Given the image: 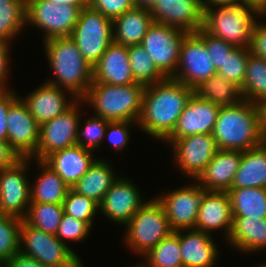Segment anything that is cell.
<instances>
[{
	"instance_id": "1",
	"label": "cell",
	"mask_w": 266,
	"mask_h": 267,
	"mask_svg": "<svg viewBox=\"0 0 266 267\" xmlns=\"http://www.w3.org/2000/svg\"><path fill=\"white\" fill-rule=\"evenodd\" d=\"M193 93L192 88L172 77L147 85L137 122L139 129L163 142L176 127L178 118Z\"/></svg>"
},
{
	"instance_id": "2",
	"label": "cell",
	"mask_w": 266,
	"mask_h": 267,
	"mask_svg": "<svg viewBox=\"0 0 266 267\" xmlns=\"http://www.w3.org/2000/svg\"><path fill=\"white\" fill-rule=\"evenodd\" d=\"M44 52L55 78L46 81L82 99L93 82V67L80 53L70 37L43 41ZM64 87V88H63Z\"/></svg>"
},
{
	"instance_id": "3",
	"label": "cell",
	"mask_w": 266,
	"mask_h": 267,
	"mask_svg": "<svg viewBox=\"0 0 266 267\" xmlns=\"http://www.w3.org/2000/svg\"><path fill=\"white\" fill-rule=\"evenodd\" d=\"M218 149L246 151L263 143L256 103L242 100L221 106L212 133Z\"/></svg>"
},
{
	"instance_id": "4",
	"label": "cell",
	"mask_w": 266,
	"mask_h": 267,
	"mask_svg": "<svg viewBox=\"0 0 266 267\" xmlns=\"http://www.w3.org/2000/svg\"><path fill=\"white\" fill-rule=\"evenodd\" d=\"M265 15L266 11L260 5L252 2L205 6L202 28L234 47L249 48L255 18Z\"/></svg>"
},
{
	"instance_id": "5",
	"label": "cell",
	"mask_w": 266,
	"mask_h": 267,
	"mask_svg": "<svg viewBox=\"0 0 266 267\" xmlns=\"http://www.w3.org/2000/svg\"><path fill=\"white\" fill-rule=\"evenodd\" d=\"M145 87L137 82L129 85L92 82L82 100L94 109L97 117L138 122Z\"/></svg>"
},
{
	"instance_id": "6",
	"label": "cell",
	"mask_w": 266,
	"mask_h": 267,
	"mask_svg": "<svg viewBox=\"0 0 266 267\" xmlns=\"http://www.w3.org/2000/svg\"><path fill=\"white\" fill-rule=\"evenodd\" d=\"M124 243L136 255L144 256L172 231L163 206L155 198L147 200L125 225Z\"/></svg>"
},
{
	"instance_id": "7",
	"label": "cell",
	"mask_w": 266,
	"mask_h": 267,
	"mask_svg": "<svg viewBox=\"0 0 266 267\" xmlns=\"http://www.w3.org/2000/svg\"><path fill=\"white\" fill-rule=\"evenodd\" d=\"M19 252L46 267H84L81 258L55 235L21 223Z\"/></svg>"
},
{
	"instance_id": "8",
	"label": "cell",
	"mask_w": 266,
	"mask_h": 267,
	"mask_svg": "<svg viewBox=\"0 0 266 267\" xmlns=\"http://www.w3.org/2000/svg\"><path fill=\"white\" fill-rule=\"evenodd\" d=\"M70 38L83 58L93 67L113 42L112 20L86 6L81 9Z\"/></svg>"
},
{
	"instance_id": "9",
	"label": "cell",
	"mask_w": 266,
	"mask_h": 267,
	"mask_svg": "<svg viewBox=\"0 0 266 267\" xmlns=\"http://www.w3.org/2000/svg\"><path fill=\"white\" fill-rule=\"evenodd\" d=\"M81 9L50 0H26V25L43 30V41L55 37H70ZM30 23V24H29Z\"/></svg>"
},
{
	"instance_id": "10",
	"label": "cell",
	"mask_w": 266,
	"mask_h": 267,
	"mask_svg": "<svg viewBox=\"0 0 266 267\" xmlns=\"http://www.w3.org/2000/svg\"><path fill=\"white\" fill-rule=\"evenodd\" d=\"M82 99H78L69 109L40 126L36 152L30 157L43 161L48 155L77 145L78 124ZM80 111V112H79Z\"/></svg>"
},
{
	"instance_id": "11",
	"label": "cell",
	"mask_w": 266,
	"mask_h": 267,
	"mask_svg": "<svg viewBox=\"0 0 266 267\" xmlns=\"http://www.w3.org/2000/svg\"><path fill=\"white\" fill-rule=\"evenodd\" d=\"M187 32L153 22L141 45L165 77H173L179 62L180 45Z\"/></svg>"
},
{
	"instance_id": "12",
	"label": "cell",
	"mask_w": 266,
	"mask_h": 267,
	"mask_svg": "<svg viewBox=\"0 0 266 267\" xmlns=\"http://www.w3.org/2000/svg\"><path fill=\"white\" fill-rule=\"evenodd\" d=\"M31 158H21L0 170V214L24 219L31 203L30 181L26 176Z\"/></svg>"
},
{
	"instance_id": "13",
	"label": "cell",
	"mask_w": 266,
	"mask_h": 267,
	"mask_svg": "<svg viewBox=\"0 0 266 267\" xmlns=\"http://www.w3.org/2000/svg\"><path fill=\"white\" fill-rule=\"evenodd\" d=\"M216 73L202 39L195 32L187 33L181 42L179 62L172 78L194 90Z\"/></svg>"
},
{
	"instance_id": "14",
	"label": "cell",
	"mask_w": 266,
	"mask_h": 267,
	"mask_svg": "<svg viewBox=\"0 0 266 267\" xmlns=\"http://www.w3.org/2000/svg\"><path fill=\"white\" fill-rule=\"evenodd\" d=\"M204 192L205 190L194 180L191 184L155 197L163 206L172 231L195 229Z\"/></svg>"
},
{
	"instance_id": "15",
	"label": "cell",
	"mask_w": 266,
	"mask_h": 267,
	"mask_svg": "<svg viewBox=\"0 0 266 267\" xmlns=\"http://www.w3.org/2000/svg\"><path fill=\"white\" fill-rule=\"evenodd\" d=\"M173 148L175 166L183 175L196 180L218 151L212 134H196L175 139Z\"/></svg>"
},
{
	"instance_id": "16",
	"label": "cell",
	"mask_w": 266,
	"mask_h": 267,
	"mask_svg": "<svg viewBox=\"0 0 266 267\" xmlns=\"http://www.w3.org/2000/svg\"><path fill=\"white\" fill-rule=\"evenodd\" d=\"M7 142L21 158H30L37 149L40 125L18 97L7 113Z\"/></svg>"
},
{
	"instance_id": "17",
	"label": "cell",
	"mask_w": 266,
	"mask_h": 267,
	"mask_svg": "<svg viewBox=\"0 0 266 267\" xmlns=\"http://www.w3.org/2000/svg\"><path fill=\"white\" fill-rule=\"evenodd\" d=\"M118 176L99 204V211L112 223L126 225L146 202L137 185Z\"/></svg>"
},
{
	"instance_id": "18",
	"label": "cell",
	"mask_w": 266,
	"mask_h": 267,
	"mask_svg": "<svg viewBox=\"0 0 266 267\" xmlns=\"http://www.w3.org/2000/svg\"><path fill=\"white\" fill-rule=\"evenodd\" d=\"M220 107L193 93L178 118L176 127L163 143L170 146L175 139L196 134H212Z\"/></svg>"
},
{
	"instance_id": "19",
	"label": "cell",
	"mask_w": 266,
	"mask_h": 267,
	"mask_svg": "<svg viewBox=\"0 0 266 267\" xmlns=\"http://www.w3.org/2000/svg\"><path fill=\"white\" fill-rule=\"evenodd\" d=\"M153 21L181 29L187 33L203 27L202 0H157L149 9Z\"/></svg>"
},
{
	"instance_id": "20",
	"label": "cell",
	"mask_w": 266,
	"mask_h": 267,
	"mask_svg": "<svg viewBox=\"0 0 266 267\" xmlns=\"http://www.w3.org/2000/svg\"><path fill=\"white\" fill-rule=\"evenodd\" d=\"M20 98L40 126L64 113L78 100L69 91L47 82L42 83L25 97Z\"/></svg>"
},
{
	"instance_id": "21",
	"label": "cell",
	"mask_w": 266,
	"mask_h": 267,
	"mask_svg": "<svg viewBox=\"0 0 266 267\" xmlns=\"http://www.w3.org/2000/svg\"><path fill=\"white\" fill-rule=\"evenodd\" d=\"M233 224L231 200L228 191H205L201 197L195 230L211 235L225 230L228 239Z\"/></svg>"
},
{
	"instance_id": "22",
	"label": "cell",
	"mask_w": 266,
	"mask_h": 267,
	"mask_svg": "<svg viewBox=\"0 0 266 267\" xmlns=\"http://www.w3.org/2000/svg\"><path fill=\"white\" fill-rule=\"evenodd\" d=\"M242 151L218 149L195 180L205 191H228L240 166Z\"/></svg>"
},
{
	"instance_id": "23",
	"label": "cell",
	"mask_w": 266,
	"mask_h": 267,
	"mask_svg": "<svg viewBox=\"0 0 266 267\" xmlns=\"http://www.w3.org/2000/svg\"><path fill=\"white\" fill-rule=\"evenodd\" d=\"M93 82L109 85L136 83L132 75L128 46L112 42L93 66Z\"/></svg>"
},
{
	"instance_id": "24",
	"label": "cell",
	"mask_w": 266,
	"mask_h": 267,
	"mask_svg": "<svg viewBox=\"0 0 266 267\" xmlns=\"http://www.w3.org/2000/svg\"><path fill=\"white\" fill-rule=\"evenodd\" d=\"M93 153L80 145H75L48 155L43 162L54 170L69 188H72L94 162Z\"/></svg>"
},
{
	"instance_id": "25",
	"label": "cell",
	"mask_w": 266,
	"mask_h": 267,
	"mask_svg": "<svg viewBox=\"0 0 266 267\" xmlns=\"http://www.w3.org/2000/svg\"><path fill=\"white\" fill-rule=\"evenodd\" d=\"M208 233L195 229L180 230V251L183 267H214L219 248Z\"/></svg>"
},
{
	"instance_id": "26",
	"label": "cell",
	"mask_w": 266,
	"mask_h": 267,
	"mask_svg": "<svg viewBox=\"0 0 266 267\" xmlns=\"http://www.w3.org/2000/svg\"><path fill=\"white\" fill-rule=\"evenodd\" d=\"M147 8L134 7L112 21L113 42L123 46L141 45L153 23Z\"/></svg>"
},
{
	"instance_id": "27",
	"label": "cell",
	"mask_w": 266,
	"mask_h": 267,
	"mask_svg": "<svg viewBox=\"0 0 266 267\" xmlns=\"http://www.w3.org/2000/svg\"><path fill=\"white\" fill-rule=\"evenodd\" d=\"M240 252L256 254L266 250V218L233 217L231 233L226 241Z\"/></svg>"
},
{
	"instance_id": "28",
	"label": "cell",
	"mask_w": 266,
	"mask_h": 267,
	"mask_svg": "<svg viewBox=\"0 0 266 267\" xmlns=\"http://www.w3.org/2000/svg\"><path fill=\"white\" fill-rule=\"evenodd\" d=\"M266 188V143L242 151L241 163L230 189Z\"/></svg>"
},
{
	"instance_id": "29",
	"label": "cell",
	"mask_w": 266,
	"mask_h": 267,
	"mask_svg": "<svg viewBox=\"0 0 266 267\" xmlns=\"http://www.w3.org/2000/svg\"><path fill=\"white\" fill-rule=\"evenodd\" d=\"M106 159H95L84 176L72 187L77 193L84 195L98 204L102 201L111 185L118 179L117 174Z\"/></svg>"
},
{
	"instance_id": "30",
	"label": "cell",
	"mask_w": 266,
	"mask_h": 267,
	"mask_svg": "<svg viewBox=\"0 0 266 267\" xmlns=\"http://www.w3.org/2000/svg\"><path fill=\"white\" fill-rule=\"evenodd\" d=\"M38 163L37 167L41 173L35 182L30 184L31 202L63 204L69 190L64 180L43 161L33 160Z\"/></svg>"
},
{
	"instance_id": "31",
	"label": "cell",
	"mask_w": 266,
	"mask_h": 267,
	"mask_svg": "<svg viewBox=\"0 0 266 267\" xmlns=\"http://www.w3.org/2000/svg\"><path fill=\"white\" fill-rule=\"evenodd\" d=\"M228 193L233 217L266 218V188H236Z\"/></svg>"
},
{
	"instance_id": "32",
	"label": "cell",
	"mask_w": 266,
	"mask_h": 267,
	"mask_svg": "<svg viewBox=\"0 0 266 267\" xmlns=\"http://www.w3.org/2000/svg\"><path fill=\"white\" fill-rule=\"evenodd\" d=\"M194 93L219 106H232L243 100L241 88L217 73L198 85Z\"/></svg>"
},
{
	"instance_id": "33",
	"label": "cell",
	"mask_w": 266,
	"mask_h": 267,
	"mask_svg": "<svg viewBox=\"0 0 266 267\" xmlns=\"http://www.w3.org/2000/svg\"><path fill=\"white\" fill-rule=\"evenodd\" d=\"M140 267H183L180 251V230L171 232L143 256Z\"/></svg>"
},
{
	"instance_id": "34",
	"label": "cell",
	"mask_w": 266,
	"mask_h": 267,
	"mask_svg": "<svg viewBox=\"0 0 266 267\" xmlns=\"http://www.w3.org/2000/svg\"><path fill=\"white\" fill-rule=\"evenodd\" d=\"M243 100L259 103L266 100V60L249 54L241 88Z\"/></svg>"
},
{
	"instance_id": "35",
	"label": "cell",
	"mask_w": 266,
	"mask_h": 267,
	"mask_svg": "<svg viewBox=\"0 0 266 267\" xmlns=\"http://www.w3.org/2000/svg\"><path fill=\"white\" fill-rule=\"evenodd\" d=\"M26 26V0H0V39L11 44Z\"/></svg>"
},
{
	"instance_id": "36",
	"label": "cell",
	"mask_w": 266,
	"mask_h": 267,
	"mask_svg": "<svg viewBox=\"0 0 266 267\" xmlns=\"http://www.w3.org/2000/svg\"><path fill=\"white\" fill-rule=\"evenodd\" d=\"M63 213V204L31 202L23 220L38 230L55 235Z\"/></svg>"
},
{
	"instance_id": "37",
	"label": "cell",
	"mask_w": 266,
	"mask_h": 267,
	"mask_svg": "<svg viewBox=\"0 0 266 267\" xmlns=\"http://www.w3.org/2000/svg\"><path fill=\"white\" fill-rule=\"evenodd\" d=\"M129 63L135 82L145 86L162 81L166 77L158 70L142 45L128 46Z\"/></svg>"
},
{
	"instance_id": "38",
	"label": "cell",
	"mask_w": 266,
	"mask_h": 267,
	"mask_svg": "<svg viewBox=\"0 0 266 267\" xmlns=\"http://www.w3.org/2000/svg\"><path fill=\"white\" fill-rule=\"evenodd\" d=\"M22 219L0 214V264L19 252Z\"/></svg>"
},
{
	"instance_id": "39",
	"label": "cell",
	"mask_w": 266,
	"mask_h": 267,
	"mask_svg": "<svg viewBox=\"0 0 266 267\" xmlns=\"http://www.w3.org/2000/svg\"><path fill=\"white\" fill-rule=\"evenodd\" d=\"M64 213L77 220L86 222L91 228L96 213H99V204L84 195L69 188L63 202Z\"/></svg>"
},
{
	"instance_id": "40",
	"label": "cell",
	"mask_w": 266,
	"mask_h": 267,
	"mask_svg": "<svg viewBox=\"0 0 266 267\" xmlns=\"http://www.w3.org/2000/svg\"><path fill=\"white\" fill-rule=\"evenodd\" d=\"M110 121L102 117L91 116L89 119L81 126V118L78 124V136L77 145L82 146L85 149L95 152V149L101 147L103 138L106 132V128ZM81 126V128H80Z\"/></svg>"
},
{
	"instance_id": "41",
	"label": "cell",
	"mask_w": 266,
	"mask_h": 267,
	"mask_svg": "<svg viewBox=\"0 0 266 267\" xmlns=\"http://www.w3.org/2000/svg\"><path fill=\"white\" fill-rule=\"evenodd\" d=\"M249 54V48L236 47L229 55H227L226 59L221 64V67L217 71V74L242 88L246 75V65Z\"/></svg>"
},
{
	"instance_id": "42",
	"label": "cell",
	"mask_w": 266,
	"mask_h": 267,
	"mask_svg": "<svg viewBox=\"0 0 266 267\" xmlns=\"http://www.w3.org/2000/svg\"><path fill=\"white\" fill-rule=\"evenodd\" d=\"M91 227L83 221L63 213L60 225L55 236L64 244L67 242H76L86 239L90 233ZM66 240V241H65Z\"/></svg>"
},
{
	"instance_id": "43",
	"label": "cell",
	"mask_w": 266,
	"mask_h": 267,
	"mask_svg": "<svg viewBox=\"0 0 266 267\" xmlns=\"http://www.w3.org/2000/svg\"><path fill=\"white\" fill-rule=\"evenodd\" d=\"M195 33L204 42L208 52L210 53V57L214 64V68L216 71H218L219 68L221 67V64L226 59L227 55H229L236 47L226 42L225 40H222L221 38L212 36L211 34L206 32L203 28H200Z\"/></svg>"
},
{
	"instance_id": "44",
	"label": "cell",
	"mask_w": 266,
	"mask_h": 267,
	"mask_svg": "<svg viewBox=\"0 0 266 267\" xmlns=\"http://www.w3.org/2000/svg\"><path fill=\"white\" fill-rule=\"evenodd\" d=\"M131 125L136 127L138 126L137 122L133 121H110L108 123L104 139L105 137H107L106 140L108 139L111 148L116 151H123L124 147H126L128 142L130 141L129 132Z\"/></svg>"
},
{
	"instance_id": "45",
	"label": "cell",
	"mask_w": 266,
	"mask_h": 267,
	"mask_svg": "<svg viewBox=\"0 0 266 267\" xmlns=\"http://www.w3.org/2000/svg\"><path fill=\"white\" fill-rule=\"evenodd\" d=\"M87 6L101 12L110 20L135 7L134 0H87Z\"/></svg>"
},
{
	"instance_id": "46",
	"label": "cell",
	"mask_w": 266,
	"mask_h": 267,
	"mask_svg": "<svg viewBox=\"0 0 266 267\" xmlns=\"http://www.w3.org/2000/svg\"><path fill=\"white\" fill-rule=\"evenodd\" d=\"M249 50L253 56L266 60V22L256 21L251 32Z\"/></svg>"
},
{
	"instance_id": "47",
	"label": "cell",
	"mask_w": 266,
	"mask_h": 267,
	"mask_svg": "<svg viewBox=\"0 0 266 267\" xmlns=\"http://www.w3.org/2000/svg\"><path fill=\"white\" fill-rule=\"evenodd\" d=\"M16 91L0 90V141L7 142V113L9 106L19 97Z\"/></svg>"
},
{
	"instance_id": "48",
	"label": "cell",
	"mask_w": 266,
	"mask_h": 267,
	"mask_svg": "<svg viewBox=\"0 0 266 267\" xmlns=\"http://www.w3.org/2000/svg\"><path fill=\"white\" fill-rule=\"evenodd\" d=\"M11 45L2 39H0V90H9L6 82L10 74V48ZM9 73V74H8Z\"/></svg>"
},
{
	"instance_id": "49",
	"label": "cell",
	"mask_w": 266,
	"mask_h": 267,
	"mask_svg": "<svg viewBox=\"0 0 266 267\" xmlns=\"http://www.w3.org/2000/svg\"><path fill=\"white\" fill-rule=\"evenodd\" d=\"M20 159L8 142L0 141V170L14 165Z\"/></svg>"
},
{
	"instance_id": "50",
	"label": "cell",
	"mask_w": 266,
	"mask_h": 267,
	"mask_svg": "<svg viewBox=\"0 0 266 267\" xmlns=\"http://www.w3.org/2000/svg\"><path fill=\"white\" fill-rule=\"evenodd\" d=\"M5 265L6 267H46L39 261L21 254L20 252L15 254L10 261L5 263Z\"/></svg>"
},
{
	"instance_id": "51",
	"label": "cell",
	"mask_w": 266,
	"mask_h": 267,
	"mask_svg": "<svg viewBox=\"0 0 266 267\" xmlns=\"http://www.w3.org/2000/svg\"><path fill=\"white\" fill-rule=\"evenodd\" d=\"M259 113V134L263 143H266V100L256 103Z\"/></svg>"
},
{
	"instance_id": "52",
	"label": "cell",
	"mask_w": 266,
	"mask_h": 267,
	"mask_svg": "<svg viewBox=\"0 0 266 267\" xmlns=\"http://www.w3.org/2000/svg\"><path fill=\"white\" fill-rule=\"evenodd\" d=\"M203 6L212 5H237L242 3H250V0H202Z\"/></svg>"
},
{
	"instance_id": "53",
	"label": "cell",
	"mask_w": 266,
	"mask_h": 267,
	"mask_svg": "<svg viewBox=\"0 0 266 267\" xmlns=\"http://www.w3.org/2000/svg\"><path fill=\"white\" fill-rule=\"evenodd\" d=\"M54 4H68L72 6L79 7L80 9H83L87 6V0H50Z\"/></svg>"
},
{
	"instance_id": "54",
	"label": "cell",
	"mask_w": 266,
	"mask_h": 267,
	"mask_svg": "<svg viewBox=\"0 0 266 267\" xmlns=\"http://www.w3.org/2000/svg\"><path fill=\"white\" fill-rule=\"evenodd\" d=\"M157 0H134L135 7L150 9Z\"/></svg>"
},
{
	"instance_id": "55",
	"label": "cell",
	"mask_w": 266,
	"mask_h": 267,
	"mask_svg": "<svg viewBox=\"0 0 266 267\" xmlns=\"http://www.w3.org/2000/svg\"><path fill=\"white\" fill-rule=\"evenodd\" d=\"M252 3L259 4L266 11V0H250Z\"/></svg>"
},
{
	"instance_id": "56",
	"label": "cell",
	"mask_w": 266,
	"mask_h": 267,
	"mask_svg": "<svg viewBox=\"0 0 266 267\" xmlns=\"http://www.w3.org/2000/svg\"><path fill=\"white\" fill-rule=\"evenodd\" d=\"M254 267H266V263L264 262V263H260V264H258V265H255Z\"/></svg>"
},
{
	"instance_id": "57",
	"label": "cell",
	"mask_w": 266,
	"mask_h": 267,
	"mask_svg": "<svg viewBox=\"0 0 266 267\" xmlns=\"http://www.w3.org/2000/svg\"><path fill=\"white\" fill-rule=\"evenodd\" d=\"M0 267H6V265L5 264H0Z\"/></svg>"
}]
</instances>
